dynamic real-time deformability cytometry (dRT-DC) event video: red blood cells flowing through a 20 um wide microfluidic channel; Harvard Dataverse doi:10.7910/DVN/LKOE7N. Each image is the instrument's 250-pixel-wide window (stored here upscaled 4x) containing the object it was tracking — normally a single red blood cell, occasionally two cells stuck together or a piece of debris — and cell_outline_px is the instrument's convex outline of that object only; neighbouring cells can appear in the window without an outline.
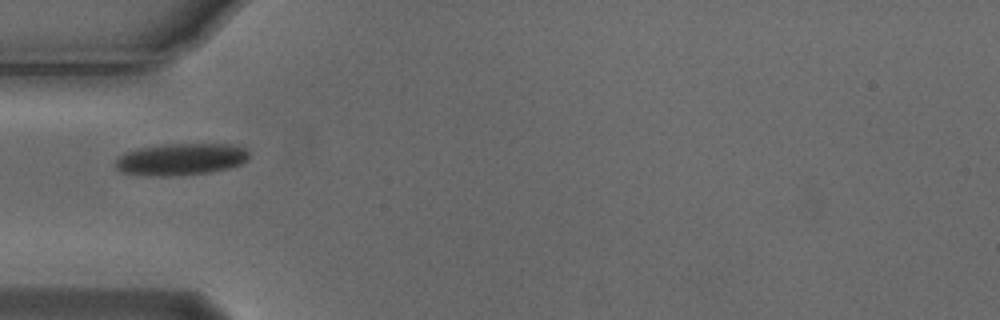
{"species": "Egyptian fruit bat (a non-hibernating species)", "species_latin": "Rousettus aegyptiacus", "temperature_condition": "cold", "stored_images_in_passage": 36, "camera_frame_rate_fps": 3000, "um_per_image_px": 0.085, "animal": {"sex": "male"}, "frame": {"image": 1, "passage_image": 1, "time_ms": 0.0, "image_size_px": [1000, 320], "cell_outline_px": [[248, 160], [240, 164], [228, 168], [212, 172], [172, 176], [144, 176], [120, 172], [116, 168], [116, 156], [124, 152], [136, 148], [164, 144], [232, 144], [244, 148], [248, 152]], "centroid_in_image_um": [15.32, 13.54], "position_along_channel_um": 69.7, "area_um2": 25.2}}
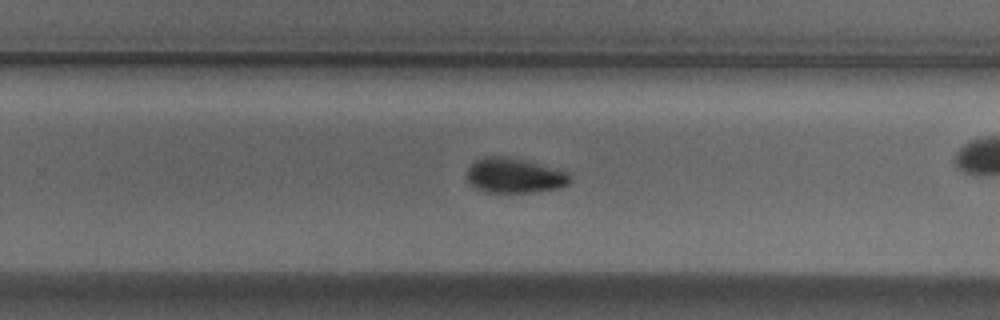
{"frame": {"image": 2, "passage_image": 15, "time_ms": 4.667, "image_size_px": [1000, 320], "cell_outline_px": [[572, 180], [568, 184], [560, 188], [532, 192], [484, 192], [476, 188], [468, 180], [468, 168], [472, 160], [484, 156], [508, 156], [572, 172]], "centroid_in_image_um": [43.76, 14.91], "position_along_channel_um": 286.0, "area_um2": 21.33}}
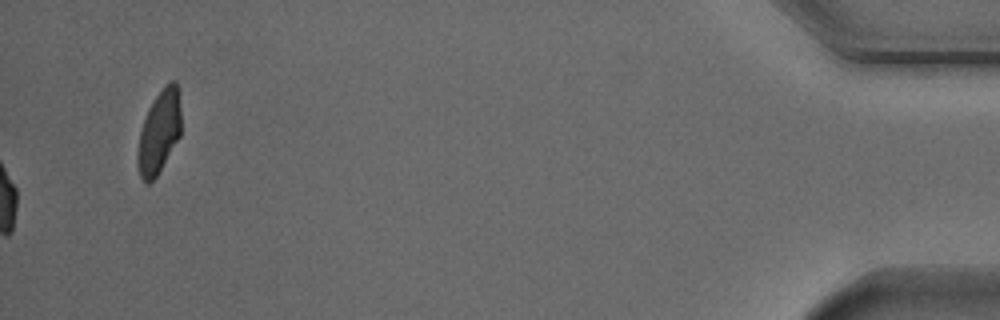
{"frame": {"image": 3, "passage_image": 36, "time_ms": 11.667, "image_size_px": [1000, 320], "cell_outline_px": [[180, 136], [156, 176], [148, 184], [144, 184], [140, 176], [136, 164], [136, 156], [140, 132], [148, 108], [156, 96], [172, 80], [176, 80], [180, 108]], "centroid_in_image_um": [13.5, 11.27], "position_along_channel_um": 421.7, "area_um2": 20.69}, "authors_computed_cell_mechanics": {"area_um2": 20.5479, "velocity_mm_per_s": 3.7499, "shape_relaxation_time_tau1_ms": 2.1777, "shape_relaxation_time_tau2_ms": null, "deformation_change_tau1": 0.1448, "deformation_change_tau2": null}}